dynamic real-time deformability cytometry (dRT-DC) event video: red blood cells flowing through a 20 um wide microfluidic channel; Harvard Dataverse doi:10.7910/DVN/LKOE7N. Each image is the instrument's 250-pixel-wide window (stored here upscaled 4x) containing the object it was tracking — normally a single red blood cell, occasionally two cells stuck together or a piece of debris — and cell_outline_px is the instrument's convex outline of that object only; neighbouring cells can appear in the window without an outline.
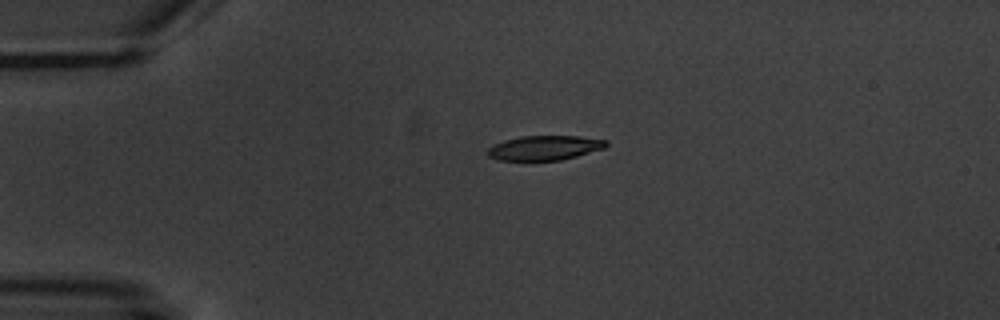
{"species": "common noctule bat (a hibernating species)", "species_latin": "Nyctalus noctula", "temperature_condition": "warm", "stored_images_in_passage": 5, "camera_frame_rate_fps": 3000, "um_per_image_px": 0.085, "animal": {"sex": "male", "body_mass_g": 20.1, "forearm_length_mm": 53.5}, "frame": {"image": 1, "passage_image": 5, "time_ms": 4.667, "image_size_px": [1000, 320], "cell_outline_px": [[608, 144], [604, 148], [576, 156], [560, 160], [500, 160], [488, 156], [488, 148], [504, 140], [520, 136], [576, 136], [608, 140]], "centroid_in_image_um": [46.3, 12.56], "position_along_channel_um": 38.7, "area_um2": 16.76}}